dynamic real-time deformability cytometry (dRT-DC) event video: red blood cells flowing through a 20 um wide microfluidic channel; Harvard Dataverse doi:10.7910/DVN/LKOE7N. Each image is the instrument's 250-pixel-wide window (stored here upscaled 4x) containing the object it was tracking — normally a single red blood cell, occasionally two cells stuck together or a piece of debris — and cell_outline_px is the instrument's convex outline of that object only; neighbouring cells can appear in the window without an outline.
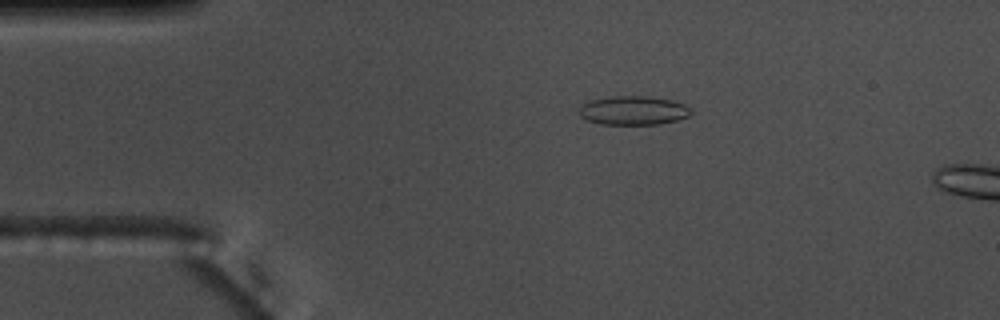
{"species": "common noctule bat (a hibernating species)", "species_latin": "Nyctalus noctula", "temperature_condition": "warm", "stored_images_in_passage": 14, "camera_frame_rate_fps": 3000, "um_per_image_px": 0.085, "animal": {"sex": "male", "body_mass_g": 17.5, "forearm_length_mm": 52.3}, "frame": {"image": 1, "passage_image": 10, "time_ms": 3.0, "image_size_px": [1000, 320], "cell_outline_px": [[692, 112], [688, 116], [676, 120], [656, 124], [600, 124], [588, 120], [580, 116], [576, 112], [580, 104], [588, 100], [612, 96], [648, 96], [672, 100], [684, 104], [692, 108]], "centroid_in_image_um": [53.78, 9.38], "position_along_channel_um": 31.2, "area_um2": 19.07}}